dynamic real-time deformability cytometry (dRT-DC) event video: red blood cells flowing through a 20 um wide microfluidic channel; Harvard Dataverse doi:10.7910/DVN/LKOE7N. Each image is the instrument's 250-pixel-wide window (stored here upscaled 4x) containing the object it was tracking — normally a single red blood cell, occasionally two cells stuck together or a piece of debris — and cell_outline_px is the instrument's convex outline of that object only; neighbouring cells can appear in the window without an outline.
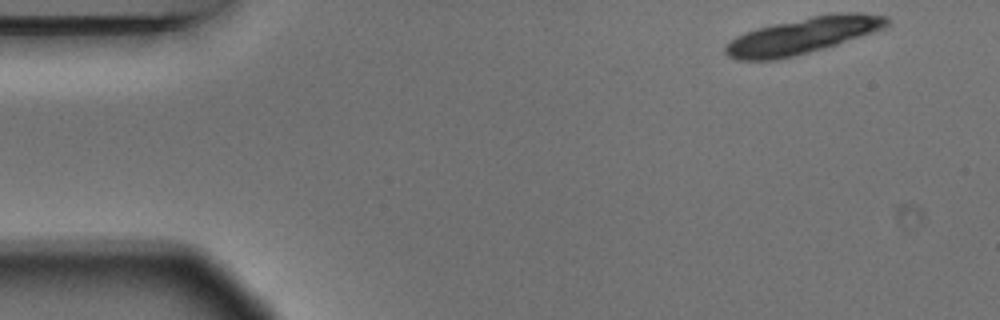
{"species": "Egyptian fruit bat (a non-hibernating species)", "species_latin": "Rousettus aegyptiacus", "temperature_condition": "warm", "stored_images_in_passage": 5, "segment_of_instrument_passage": [1, 2], "camera_frame_rate_fps": 3000, "um_per_image_px": 0.085, "animal": {"sex": "male"}, "frame": {"image": 1, "passage_image": 1, "time_ms": 0.0, "image_size_px": [1000, 320], "cell_outline_px": [[892, 20], [884, 28], [824, 48], [776, 60], [736, 60], [728, 56], [724, 52], [724, 48], [736, 36], [756, 28], [812, 16], [836, 12], [860, 12], [888, 16]], "centroid_in_image_um": [68.26, 3.01], "position_along_channel_um": 16.7, "area_um2": 33.81}}